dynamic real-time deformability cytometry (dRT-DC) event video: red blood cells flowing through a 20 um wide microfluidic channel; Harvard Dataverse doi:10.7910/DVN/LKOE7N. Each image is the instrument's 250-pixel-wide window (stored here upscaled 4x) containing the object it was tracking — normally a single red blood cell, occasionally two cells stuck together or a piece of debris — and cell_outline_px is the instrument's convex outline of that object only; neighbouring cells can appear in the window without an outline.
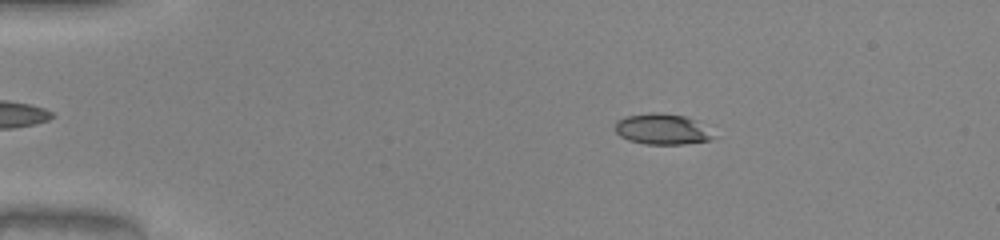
{"species": "common noctule bat (a hibernating species)", "species_latin": "Nyctalus noctula", "temperature_condition": "warm", "stored_images_in_passage": 47, "camera_frame_rate_fps": 3000, "um_per_image_px": 0.085, "animal": {"sex": "male", "body_mass_g": 20.0, "forearm_length_mm": 53.3}, "frame": {"image": 1, "passage_image": 5, "time_ms": 1.333, "image_size_px": [1000, 240], "cell_outline_px": [[716, 136], [708, 140], [684, 144], [644, 144], [628, 140], [620, 136], [616, 132], [616, 120], [628, 116], [652, 112], [656, 112], [684, 116], [696, 120]], "centroid_in_image_um": [56.27, 10.98], "position_along_channel_um": 28.7, "area_um2": 17.46}}
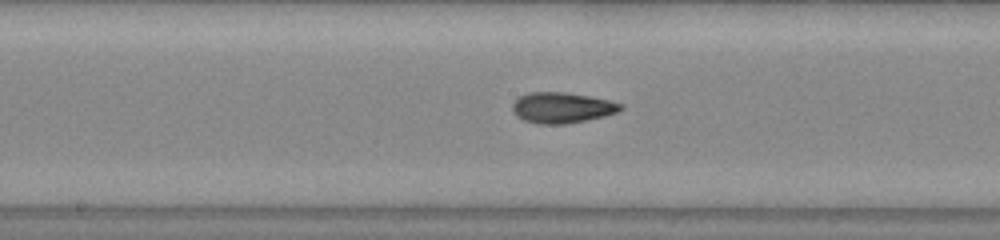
{"frame": {"image": 2, "passage_image": 23, "time_ms": 7.333, "image_size_px": [1000, 240], "cell_outline_px": [[624, 108], [616, 112], [604, 116], [568, 124], [536, 124], [524, 120], [516, 116], [512, 112], [512, 104], [520, 96], [528, 92], [564, 92], [588, 96], [608, 100], [624, 104]], "centroid_in_image_um": [47.75, 9.16], "position_along_channel_um": 200.5, "area_um2": 19.42}}
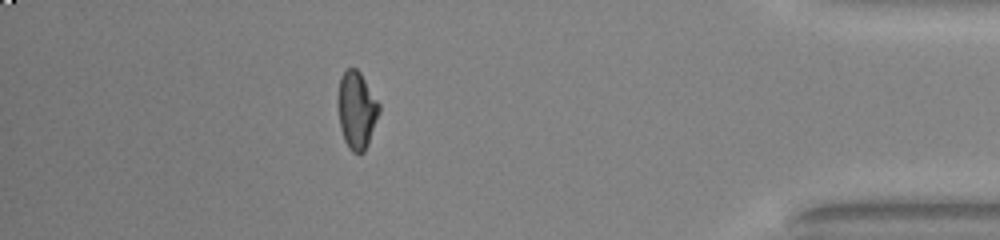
{"frame": {"image": 3, "passage_image": 41, "time_ms": 13.333, "image_size_px": [1000, 240], "cell_outline_px": [[380, 112], [368, 144], [364, 152], [352, 152], [348, 148], [344, 140], [340, 128], [336, 100], [340, 76], [348, 68], [356, 68], [360, 72], [380, 104]], "centroid_in_image_um": [30.29, 9.35], "position_along_channel_um": 404.9, "area_um2": 18.84}, "authors_computed_cell_mechanics": {"area_um2": 18.3226, "velocity_mm_per_s": 4.0957, "shape_relaxation_time_tau1_ms": 11.3441, "shape_relaxation_time_tau2_ms": 2.095, "deformation_change_tau1": 0.2953, "deformation_change_tau2": 0.0775}}